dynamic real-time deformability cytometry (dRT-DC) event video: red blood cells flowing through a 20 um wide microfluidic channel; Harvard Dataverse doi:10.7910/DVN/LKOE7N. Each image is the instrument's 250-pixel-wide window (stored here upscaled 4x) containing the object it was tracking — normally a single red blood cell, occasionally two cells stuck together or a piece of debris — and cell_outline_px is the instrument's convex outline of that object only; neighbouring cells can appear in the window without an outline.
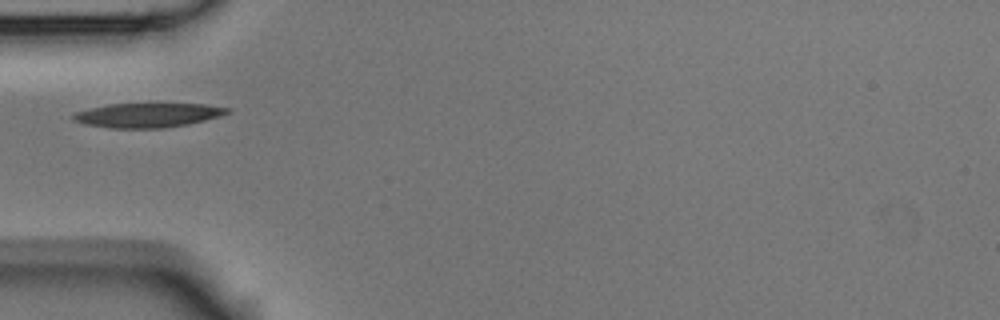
{"species": "Egyptian fruit bat (a non-hibernating species)", "species_latin": "Rousettus aegyptiacus", "temperature_condition": "room temperature", "stored_images_in_passage": 1, "camera_frame_rate_fps": 3000, "um_per_image_px": 0.085, "animal": {"sex": "male"}, "frame": {"image": 1, "passage_image": 1, "time_ms": 0.0, "image_size_px": [1000, 320], "cell_outline_px": [[232, 112], [220, 116], [188, 124], [164, 128], [108, 128], [84, 124], [72, 120], [72, 116], [76, 112], [108, 104], [204, 104], [232, 108]], "centroid_in_image_um": [12.58, 9.79], "position_along_channel_um": 72.4, "area_um2": 21.85}}